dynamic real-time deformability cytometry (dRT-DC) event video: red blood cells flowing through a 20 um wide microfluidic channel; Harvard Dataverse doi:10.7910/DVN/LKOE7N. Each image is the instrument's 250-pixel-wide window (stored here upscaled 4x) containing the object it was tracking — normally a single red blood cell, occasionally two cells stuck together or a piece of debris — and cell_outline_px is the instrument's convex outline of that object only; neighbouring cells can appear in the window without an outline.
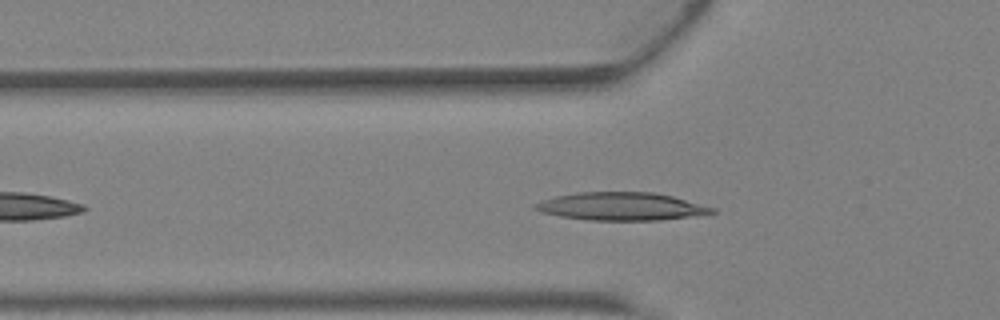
{"species": "Egyptian fruit bat (a non-hibernating species)", "species_latin": "Rousettus aegyptiacus", "temperature_condition": "warm", "stored_images_in_passage": 31, "camera_frame_rate_fps": 3000, "um_per_image_px": 0.085, "animal": {"sex": "female"}, "frame": {"image": 1, "passage_image": 6, "time_ms": 1.667, "image_size_px": [1000, 320], "cell_outline_px": [[716, 212], [696, 216], [660, 220], [588, 220], [560, 216], [540, 212], [532, 204], [556, 196], [576, 192], [652, 192], [672, 196], [716, 208]], "centroid_in_image_um": [52.83, 17.54], "position_along_channel_um": 73.0, "area_um2": 28.73}}
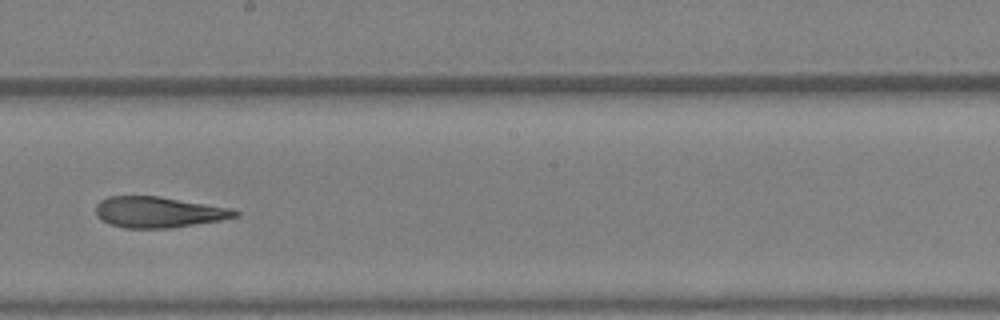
{"frame": {"image": 2, "passage_image": 16, "time_ms": 5.0, "image_size_px": [1000, 320], "cell_outline_px": [[240, 216], [220, 220], [168, 228], [124, 228], [108, 224], [100, 220], [96, 216], [96, 204], [100, 200], [108, 196], [160, 196], [228, 208], [240, 212]], "centroid_in_image_um": [13.4, 18.03], "position_along_channel_um": 234.8, "area_um2": 25.03}}
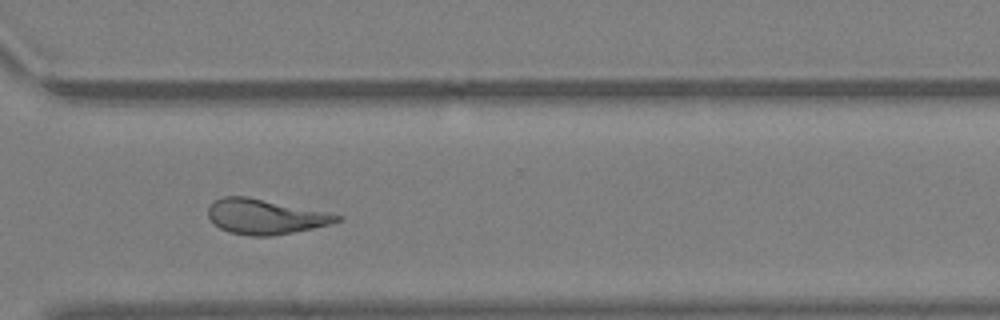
{"frame": {"image": 3, "passage_image": 23, "time_ms": 7.333, "image_size_px": [1000, 320], "cell_outline_px": [[344, 220], [312, 228], [272, 236], [252, 236], [228, 232], [220, 228], [208, 216], [208, 208], [212, 200], [224, 196], [248, 196], [328, 212], [344, 216]], "centroid_in_image_um": [22.54, 18.4], "position_along_channel_um": 348.1, "area_um2": 26.36}, "authors_computed_cell_mechanics": {"area_um2": 25.7788, "velocity_mm_per_s": 4.8442, "shape_relaxation_time_tau1_ms": null, "shape_relaxation_time_tau2_ms": 3.218, "deformation_change_tau1": null, "deformation_change_tau2": 0.1484}}